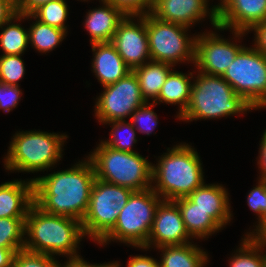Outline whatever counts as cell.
I'll return each instance as SVG.
<instances>
[{"label": "cell", "instance_id": "6da1fadb", "mask_svg": "<svg viewBox=\"0 0 266 267\" xmlns=\"http://www.w3.org/2000/svg\"><path fill=\"white\" fill-rule=\"evenodd\" d=\"M96 179L91 161H79L70 169L32 178L33 201L42 211L82 222Z\"/></svg>", "mask_w": 266, "mask_h": 267}, {"label": "cell", "instance_id": "7a4b0ae2", "mask_svg": "<svg viewBox=\"0 0 266 267\" xmlns=\"http://www.w3.org/2000/svg\"><path fill=\"white\" fill-rule=\"evenodd\" d=\"M26 235L24 249L55 257L66 255L67 259L80 257L77 248L85 236L78 219L49 214L34 203L25 219Z\"/></svg>", "mask_w": 266, "mask_h": 267}, {"label": "cell", "instance_id": "3957f363", "mask_svg": "<svg viewBox=\"0 0 266 267\" xmlns=\"http://www.w3.org/2000/svg\"><path fill=\"white\" fill-rule=\"evenodd\" d=\"M164 154L152 165V184H156L151 188L161 199L188 197L204 183L200 156L191 145L180 143Z\"/></svg>", "mask_w": 266, "mask_h": 267}, {"label": "cell", "instance_id": "277c9868", "mask_svg": "<svg viewBox=\"0 0 266 267\" xmlns=\"http://www.w3.org/2000/svg\"><path fill=\"white\" fill-rule=\"evenodd\" d=\"M193 78L190 100L185 112L178 117L182 121L215 119L243 114L253 108L221 76L198 71Z\"/></svg>", "mask_w": 266, "mask_h": 267}, {"label": "cell", "instance_id": "5b68a950", "mask_svg": "<svg viewBox=\"0 0 266 267\" xmlns=\"http://www.w3.org/2000/svg\"><path fill=\"white\" fill-rule=\"evenodd\" d=\"M97 179L122 186L132 191H142L152 186V164L138 152L115 150L101 143L87 157Z\"/></svg>", "mask_w": 266, "mask_h": 267}, {"label": "cell", "instance_id": "8992f818", "mask_svg": "<svg viewBox=\"0 0 266 267\" xmlns=\"http://www.w3.org/2000/svg\"><path fill=\"white\" fill-rule=\"evenodd\" d=\"M65 134L22 131L13 135L4 160L6 170L38 172L54 167L62 158Z\"/></svg>", "mask_w": 266, "mask_h": 267}, {"label": "cell", "instance_id": "52a82bcc", "mask_svg": "<svg viewBox=\"0 0 266 267\" xmlns=\"http://www.w3.org/2000/svg\"><path fill=\"white\" fill-rule=\"evenodd\" d=\"M152 188L133 191L121 210L114 227L98 242L106 245L112 241L144 247L149 238L155 212L163 199Z\"/></svg>", "mask_w": 266, "mask_h": 267}, {"label": "cell", "instance_id": "ba28073f", "mask_svg": "<svg viewBox=\"0 0 266 267\" xmlns=\"http://www.w3.org/2000/svg\"><path fill=\"white\" fill-rule=\"evenodd\" d=\"M221 77L253 110L266 108V56L254 46H244Z\"/></svg>", "mask_w": 266, "mask_h": 267}, {"label": "cell", "instance_id": "9c48e42d", "mask_svg": "<svg viewBox=\"0 0 266 267\" xmlns=\"http://www.w3.org/2000/svg\"><path fill=\"white\" fill-rule=\"evenodd\" d=\"M132 192L131 189L96 178L89 207L82 220L84 234L98 243L114 227Z\"/></svg>", "mask_w": 266, "mask_h": 267}, {"label": "cell", "instance_id": "30bf717a", "mask_svg": "<svg viewBox=\"0 0 266 267\" xmlns=\"http://www.w3.org/2000/svg\"><path fill=\"white\" fill-rule=\"evenodd\" d=\"M189 27L159 20L151 13L146 14L151 60L176 66L178 62L195 61L196 35L187 34ZM189 36V37H188Z\"/></svg>", "mask_w": 266, "mask_h": 267}, {"label": "cell", "instance_id": "8fae6325", "mask_svg": "<svg viewBox=\"0 0 266 267\" xmlns=\"http://www.w3.org/2000/svg\"><path fill=\"white\" fill-rule=\"evenodd\" d=\"M103 89L95 104V116L103 124L130 118L137 108L146 103L134 71Z\"/></svg>", "mask_w": 266, "mask_h": 267}, {"label": "cell", "instance_id": "7c38bea8", "mask_svg": "<svg viewBox=\"0 0 266 267\" xmlns=\"http://www.w3.org/2000/svg\"><path fill=\"white\" fill-rule=\"evenodd\" d=\"M134 18H137V23ZM111 43L132 71L150 61L146 15L125 16L119 23Z\"/></svg>", "mask_w": 266, "mask_h": 267}, {"label": "cell", "instance_id": "4fadbf2b", "mask_svg": "<svg viewBox=\"0 0 266 267\" xmlns=\"http://www.w3.org/2000/svg\"><path fill=\"white\" fill-rule=\"evenodd\" d=\"M243 47L216 32L197 34L194 66L199 72L222 76Z\"/></svg>", "mask_w": 266, "mask_h": 267}, {"label": "cell", "instance_id": "5bb4252c", "mask_svg": "<svg viewBox=\"0 0 266 267\" xmlns=\"http://www.w3.org/2000/svg\"><path fill=\"white\" fill-rule=\"evenodd\" d=\"M217 9L215 30H228L238 39L266 21V0H222Z\"/></svg>", "mask_w": 266, "mask_h": 267}, {"label": "cell", "instance_id": "9a60e30c", "mask_svg": "<svg viewBox=\"0 0 266 267\" xmlns=\"http://www.w3.org/2000/svg\"><path fill=\"white\" fill-rule=\"evenodd\" d=\"M181 212L174 201L162 200L158 205L147 244L141 249L191 243Z\"/></svg>", "mask_w": 266, "mask_h": 267}, {"label": "cell", "instance_id": "2e32d148", "mask_svg": "<svg viewBox=\"0 0 266 267\" xmlns=\"http://www.w3.org/2000/svg\"><path fill=\"white\" fill-rule=\"evenodd\" d=\"M208 2L209 0H154L151 14L159 20L189 28L209 14L210 23L215 28L218 26L216 5L209 9Z\"/></svg>", "mask_w": 266, "mask_h": 267}, {"label": "cell", "instance_id": "e0dca14e", "mask_svg": "<svg viewBox=\"0 0 266 267\" xmlns=\"http://www.w3.org/2000/svg\"><path fill=\"white\" fill-rule=\"evenodd\" d=\"M226 188L221 184H205L194 190L188 198L204 210L222 229L233 216Z\"/></svg>", "mask_w": 266, "mask_h": 267}, {"label": "cell", "instance_id": "ac0fdd59", "mask_svg": "<svg viewBox=\"0 0 266 267\" xmlns=\"http://www.w3.org/2000/svg\"><path fill=\"white\" fill-rule=\"evenodd\" d=\"M92 70L102 87L122 79L132 70L111 42L93 43Z\"/></svg>", "mask_w": 266, "mask_h": 267}, {"label": "cell", "instance_id": "d6986e66", "mask_svg": "<svg viewBox=\"0 0 266 267\" xmlns=\"http://www.w3.org/2000/svg\"><path fill=\"white\" fill-rule=\"evenodd\" d=\"M33 201V180H14L0 185V218H26Z\"/></svg>", "mask_w": 266, "mask_h": 267}, {"label": "cell", "instance_id": "ffe728a7", "mask_svg": "<svg viewBox=\"0 0 266 267\" xmlns=\"http://www.w3.org/2000/svg\"><path fill=\"white\" fill-rule=\"evenodd\" d=\"M103 6L90 9L84 20V26L90 35V43L111 42L119 23L125 15L105 0Z\"/></svg>", "mask_w": 266, "mask_h": 267}, {"label": "cell", "instance_id": "44dd1931", "mask_svg": "<svg viewBox=\"0 0 266 267\" xmlns=\"http://www.w3.org/2000/svg\"><path fill=\"white\" fill-rule=\"evenodd\" d=\"M181 212L186 231L191 238L203 239L222 230L207 212L196 207L188 197L174 200Z\"/></svg>", "mask_w": 266, "mask_h": 267}, {"label": "cell", "instance_id": "7402d4cb", "mask_svg": "<svg viewBox=\"0 0 266 267\" xmlns=\"http://www.w3.org/2000/svg\"><path fill=\"white\" fill-rule=\"evenodd\" d=\"M192 75V72L187 75L172 70L167 76L165 83L162 85L159 96L154 103L179 104V112L176 118L180 117L189 104L192 88L191 80L193 79Z\"/></svg>", "mask_w": 266, "mask_h": 267}, {"label": "cell", "instance_id": "603a6c76", "mask_svg": "<svg viewBox=\"0 0 266 267\" xmlns=\"http://www.w3.org/2000/svg\"><path fill=\"white\" fill-rule=\"evenodd\" d=\"M172 67L168 63L150 60L133 70L138 78L142 97L146 102H149V99L154 102L158 98Z\"/></svg>", "mask_w": 266, "mask_h": 267}, {"label": "cell", "instance_id": "cb8c5ba5", "mask_svg": "<svg viewBox=\"0 0 266 267\" xmlns=\"http://www.w3.org/2000/svg\"><path fill=\"white\" fill-rule=\"evenodd\" d=\"M160 249L159 267H205L208 262L206 251L191 243L183 245L163 246Z\"/></svg>", "mask_w": 266, "mask_h": 267}, {"label": "cell", "instance_id": "d4e9b609", "mask_svg": "<svg viewBox=\"0 0 266 267\" xmlns=\"http://www.w3.org/2000/svg\"><path fill=\"white\" fill-rule=\"evenodd\" d=\"M23 19H25V16L15 14L0 26V29H2L0 33V46L3 50V55H22L26 51L29 45L28 30L24 29L20 23L14 24L15 21L20 22Z\"/></svg>", "mask_w": 266, "mask_h": 267}, {"label": "cell", "instance_id": "484cf974", "mask_svg": "<svg viewBox=\"0 0 266 267\" xmlns=\"http://www.w3.org/2000/svg\"><path fill=\"white\" fill-rule=\"evenodd\" d=\"M240 245L230 258V267H265L266 254L263 250L266 242L263 239L244 237Z\"/></svg>", "mask_w": 266, "mask_h": 267}, {"label": "cell", "instance_id": "4316f807", "mask_svg": "<svg viewBox=\"0 0 266 267\" xmlns=\"http://www.w3.org/2000/svg\"><path fill=\"white\" fill-rule=\"evenodd\" d=\"M29 44L37 51H53L65 39L67 32L36 20L28 29Z\"/></svg>", "mask_w": 266, "mask_h": 267}, {"label": "cell", "instance_id": "83f0119b", "mask_svg": "<svg viewBox=\"0 0 266 267\" xmlns=\"http://www.w3.org/2000/svg\"><path fill=\"white\" fill-rule=\"evenodd\" d=\"M68 16V5L65 0H54L40 6L31 15H25V20L31 18L39 22L67 31L65 21Z\"/></svg>", "mask_w": 266, "mask_h": 267}, {"label": "cell", "instance_id": "f1b7e54d", "mask_svg": "<svg viewBox=\"0 0 266 267\" xmlns=\"http://www.w3.org/2000/svg\"><path fill=\"white\" fill-rule=\"evenodd\" d=\"M104 124H109L112 127L110 131V139L102 141L106 146H109L115 150L135 153L132 149L135 143H137V132L131 122L126 120H116ZM124 131V137L121 136V132ZM123 135V134H122ZM123 137V138H122Z\"/></svg>", "mask_w": 266, "mask_h": 267}, {"label": "cell", "instance_id": "f546056e", "mask_svg": "<svg viewBox=\"0 0 266 267\" xmlns=\"http://www.w3.org/2000/svg\"><path fill=\"white\" fill-rule=\"evenodd\" d=\"M26 218H0V246L24 248Z\"/></svg>", "mask_w": 266, "mask_h": 267}, {"label": "cell", "instance_id": "4dcf8cb0", "mask_svg": "<svg viewBox=\"0 0 266 267\" xmlns=\"http://www.w3.org/2000/svg\"><path fill=\"white\" fill-rule=\"evenodd\" d=\"M22 55L0 56V82L19 86V81L24 77L25 64Z\"/></svg>", "mask_w": 266, "mask_h": 267}, {"label": "cell", "instance_id": "1f68e13d", "mask_svg": "<svg viewBox=\"0 0 266 267\" xmlns=\"http://www.w3.org/2000/svg\"><path fill=\"white\" fill-rule=\"evenodd\" d=\"M12 267H62V265L55 260V256L21 249L15 252Z\"/></svg>", "mask_w": 266, "mask_h": 267}, {"label": "cell", "instance_id": "d6a6232c", "mask_svg": "<svg viewBox=\"0 0 266 267\" xmlns=\"http://www.w3.org/2000/svg\"><path fill=\"white\" fill-rule=\"evenodd\" d=\"M154 105L156 106L154 102H146L131 114L130 122L138 132L150 135L157 126V114L151 108Z\"/></svg>", "mask_w": 266, "mask_h": 267}, {"label": "cell", "instance_id": "836d02e7", "mask_svg": "<svg viewBox=\"0 0 266 267\" xmlns=\"http://www.w3.org/2000/svg\"><path fill=\"white\" fill-rule=\"evenodd\" d=\"M125 16H143L151 13L154 0H105Z\"/></svg>", "mask_w": 266, "mask_h": 267}, {"label": "cell", "instance_id": "e575fe53", "mask_svg": "<svg viewBox=\"0 0 266 267\" xmlns=\"http://www.w3.org/2000/svg\"><path fill=\"white\" fill-rule=\"evenodd\" d=\"M257 186L250 190L247 203L250 209L258 216V221L266 212V180L259 179Z\"/></svg>", "mask_w": 266, "mask_h": 267}, {"label": "cell", "instance_id": "d590c367", "mask_svg": "<svg viewBox=\"0 0 266 267\" xmlns=\"http://www.w3.org/2000/svg\"><path fill=\"white\" fill-rule=\"evenodd\" d=\"M22 91L19 86L0 82V109L5 113L10 112L18 105Z\"/></svg>", "mask_w": 266, "mask_h": 267}, {"label": "cell", "instance_id": "8d00e7d4", "mask_svg": "<svg viewBox=\"0 0 266 267\" xmlns=\"http://www.w3.org/2000/svg\"><path fill=\"white\" fill-rule=\"evenodd\" d=\"M54 0H15L16 14L31 15L40 6Z\"/></svg>", "mask_w": 266, "mask_h": 267}, {"label": "cell", "instance_id": "74e56055", "mask_svg": "<svg viewBox=\"0 0 266 267\" xmlns=\"http://www.w3.org/2000/svg\"><path fill=\"white\" fill-rule=\"evenodd\" d=\"M250 31H254V47L266 56V21L255 25Z\"/></svg>", "mask_w": 266, "mask_h": 267}, {"label": "cell", "instance_id": "f35d334b", "mask_svg": "<svg viewBox=\"0 0 266 267\" xmlns=\"http://www.w3.org/2000/svg\"><path fill=\"white\" fill-rule=\"evenodd\" d=\"M118 261L112 262V263H104V264H90L89 262L85 261L81 256L76 258H70L65 262V265L63 263L62 267H120Z\"/></svg>", "mask_w": 266, "mask_h": 267}, {"label": "cell", "instance_id": "ab89813d", "mask_svg": "<svg viewBox=\"0 0 266 267\" xmlns=\"http://www.w3.org/2000/svg\"><path fill=\"white\" fill-rule=\"evenodd\" d=\"M16 14L15 0H0V26Z\"/></svg>", "mask_w": 266, "mask_h": 267}, {"label": "cell", "instance_id": "60d3db41", "mask_svg": "<svg viewBox=\"0 0 266 267\" xmlns=\"http://www.w3.org/2000/svg\"><path fill=\"white\" fill-rule=\"evenodd\" d=\"M127 267H159V262L151 256L137 255L129 259Z\"/></svg>", "mask_w": 266, "mask_h": 267}, {"label": "cell", "instance_id": "b9f144b4", "mask_svg": "<svg viewBox=\"0 0 266 267\" xmlns=\"http://www.w3.org/2000/svg\"><path fill=\"white\" fill-rule=\"evenodd\" d=\"M259 156H258V161L257 164L259 165L258 168H260V176L259 179H264L266 180V129L263 133V136L261 138V143L259 144Z\"/></svg>", "mask_w": 266, "mask_h": 267}, {"label": "cell", "instance_id": "7bdbcfd3", "mask_svg": "<svg viewBox=\"0 0 266 267\" xmlns=\"http://www.w3.org/2000/svg\"><path fill=\"white\" fill-rule=\"evenodd\" d=\"M24 248H5L0 246V267H12L15 252Z\"/></svg>", "mask_w": 266, "mask_h": 267}, {"label": "cell", "instance_id": "ee69618b", "mask_svg": "<svg viewBox=\"0 0 266 267\" xmlns=\"http://www.w3.org/2000/svg\"><path fill=\"white\" fill-rule=\"evenodd\" d=\"M259 224L255 225L254 231L246 233V237L252 239H263L266 236V212L262 215V218L258 221Z\"/></svg>", "mask_w": 266, "mask_h": 267}]
</instances>
